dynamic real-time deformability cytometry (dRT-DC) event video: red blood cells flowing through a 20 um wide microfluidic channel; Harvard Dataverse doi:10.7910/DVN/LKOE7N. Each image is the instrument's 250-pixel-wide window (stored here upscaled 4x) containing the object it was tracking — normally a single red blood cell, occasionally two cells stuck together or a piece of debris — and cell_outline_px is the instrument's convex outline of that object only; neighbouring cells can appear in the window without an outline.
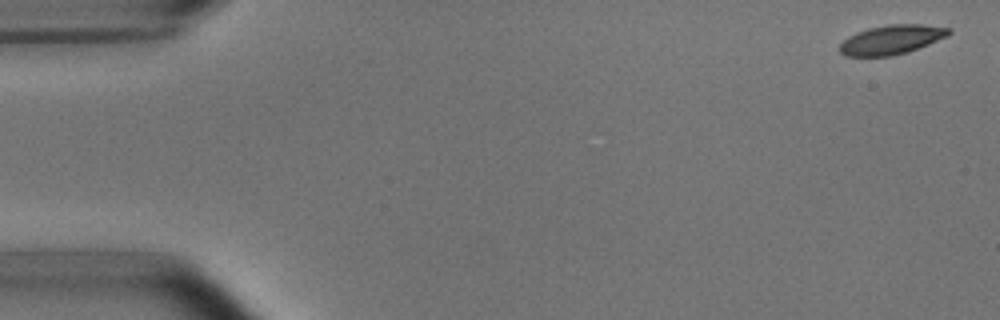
{"species": "common noctule bat (a hibernating species)", "species_latin": "Nyctalus noctula", "temperature_condition": "room temperature", "stored_images_in_passage": 4, "camera_frame_rate_fps": 3000, "um_per_image_px": 0.085, "animal": {"sex": "male", "body_mass_g": 15.6}, "frame": {"image": 1, "passage_image": 1, "time_ms": 0.0, "image_size_px": [1000, 320], "cell_outline_px": [[952, 32], [948, 36], [908, 52], [892, 56], [844, 56], [840, 52], [840, 44], [848, 36], [856, 32], [868, 28], [892, 24], [920, 24], [948, 28]], "centroid_in_image_um": [75.76, 3.37], "position_along_channel_um": 9.2, "area_um2": 18.55}}
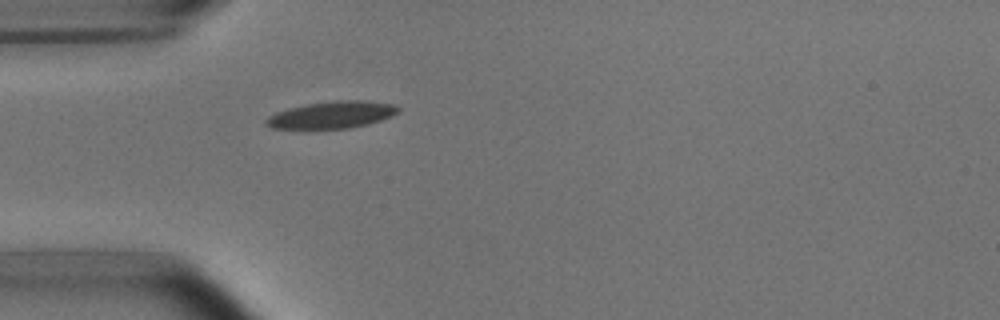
{"frame": {"image": 2, "passage_image": 4, "time_ms": 4.667, "image_size_px": [1000, 320], "cell_outline_px": [[400, 108], [392, 116], [368, 124], [348, 128], [272, 128], [264, 124], [264, 120], [268, 116], [276, 112], [288, 108], [308, 104], [336, 100], [368, 100], [392, 104]], "centroid_in_image_um": [28.19, 9.75], "position_along_channel_um": 56.8, "area_um2": 20.63}}